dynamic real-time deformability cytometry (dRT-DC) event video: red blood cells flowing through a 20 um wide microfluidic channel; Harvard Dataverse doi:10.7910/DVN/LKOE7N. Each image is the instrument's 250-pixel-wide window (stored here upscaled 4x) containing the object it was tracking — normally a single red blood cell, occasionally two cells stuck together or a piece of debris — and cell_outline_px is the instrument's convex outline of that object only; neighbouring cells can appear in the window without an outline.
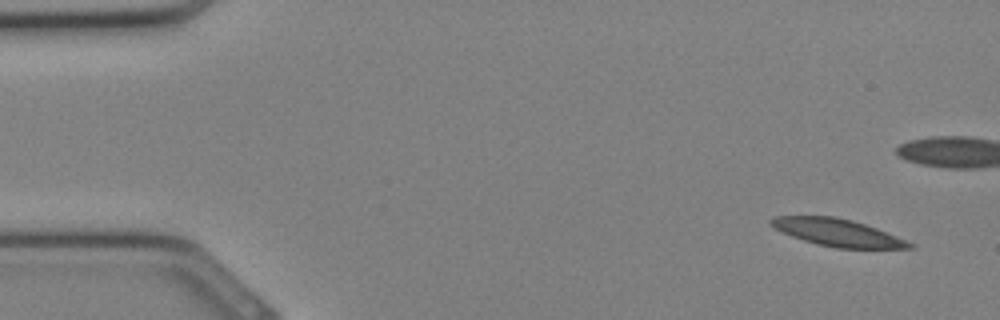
{"species": "Egyptian fruit bat (a non-hibernating species)", "species_latin": "Rousettus aegyptiacus", "temperature_condition": "cold", "stored_images_in_passage": 32, "camera_frame_rate_fps": 3000, "um_per_image_px": 0.085, "animal": {"sex": "female"}, "frame": {"image": 1, "passage_image": 1, "time_ms": 0.0, "image_size_px": [1000, 320], "cell_outline_px": [[916, 248], [836, 248], [816, 244], [792, 236], [768, 224], [768, 220], [772, 216], [836, 216], [852, 220], [876, 228], [916, 244]], "centroid_in_image_um": [71.19, 19.76], "position_along_channel_um": 13.8, "area_um2": 21.96}}
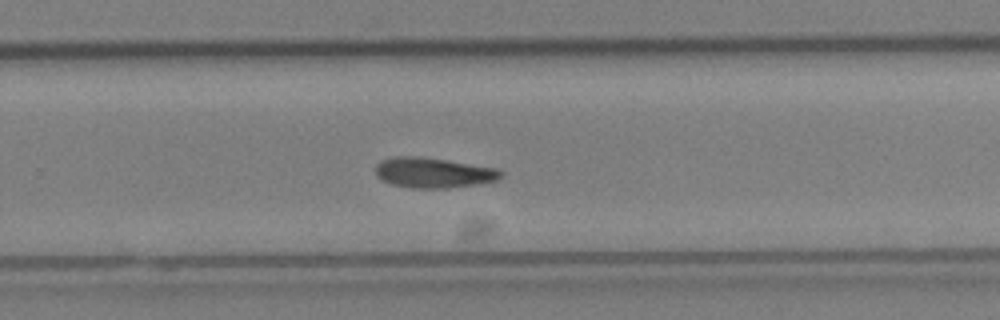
{"frame": {"image": 2, "passage_image": 20, "time_ms": 6.333, "image_size_px": [1000, 320], "cell_outline_px": [[504, 176], [496, 180], [476, 184], [448, 188], [412, 188], [392, 184], [376, 176], [376, 164], [380, 160], [396, 156], [420, 156], [496, 168], [504, 172]], "centroid_in_image_um": [36.83, 14.67], "position_along_channel_um": 293.0, "area_um2": 22.02}}
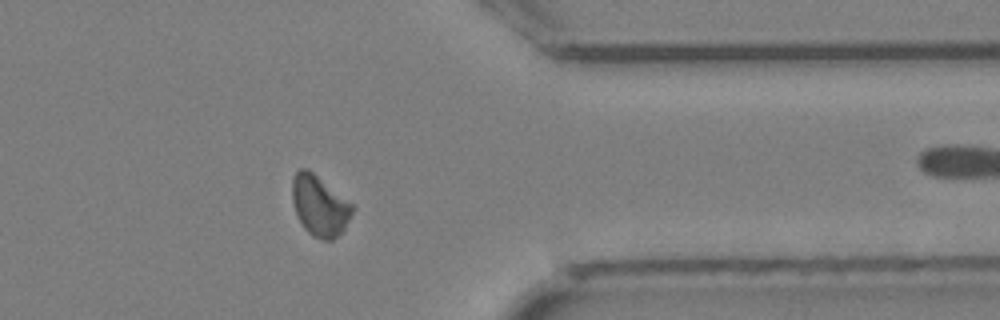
{"frame": {"image": 3, "passage_image": 25, "time_ms": 8.0, "image_size_px": [1000, 320], "cell_outline_px": [[356, 204], [344, 228], [332, 240], [324, 240], [312, 236], [304, 228], [296, 212], [292, 200], [292, 180], [296, 172], [300, 168], [308, 168]], "centroid_in_image_um": [27.19, 17.44], "position_along_channel_um": 384.2, "area_um2": 21.39}}